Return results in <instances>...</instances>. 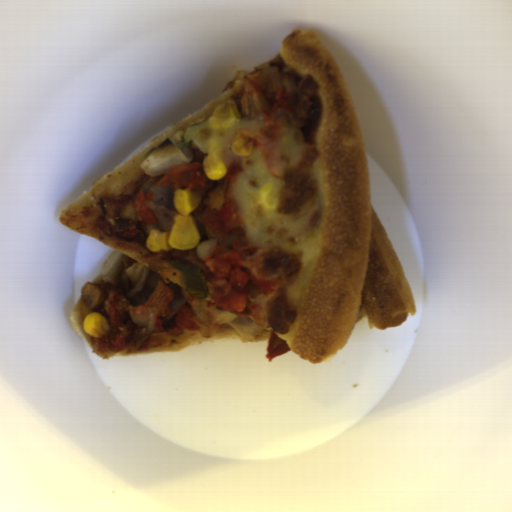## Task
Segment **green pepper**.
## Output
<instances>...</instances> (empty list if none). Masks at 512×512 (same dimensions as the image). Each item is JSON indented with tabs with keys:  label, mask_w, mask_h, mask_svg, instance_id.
I'll list each match as a JSON object with an SVG mask.
<instances>
[{
	"label": "green pepper",
	"mask_w": 512,
	"mask_h": 512,
	"mask_svg": "<svg viewBox=\"0 0 512 512\" xmlns=\"http://www.w3.org/2000/svg\"><path fill=\"white\" fill-rule=\"evenodd\" d=\"M171 267L181 270L183 288L188 296L199 299H207L209 293L204 276L200 272V267L190 264L170 262Z\"/></svg>",
	"instance_id": "1"
},
{
	"label": "green pepper",
	"mask_w": 512,
	"mask_h": 512,
	"mask_svg": "<svg viewBox=\"0 0 512 512\" xmlns=\"http://www.w3.org/2000/svg\"><path fill=\"white\" fill-rule=\"evenodd\" d=\"M210 119L211 118H208L203 123L187 127V129H186V131H185V133L183 135L182 142L177 146L181 152L186 150L189 147L190 143L196 139L197 135L203 129L208 128V127L211 126L210 125Z\"/></svg>",
	"instance_id": "2"
}]
</instances>
